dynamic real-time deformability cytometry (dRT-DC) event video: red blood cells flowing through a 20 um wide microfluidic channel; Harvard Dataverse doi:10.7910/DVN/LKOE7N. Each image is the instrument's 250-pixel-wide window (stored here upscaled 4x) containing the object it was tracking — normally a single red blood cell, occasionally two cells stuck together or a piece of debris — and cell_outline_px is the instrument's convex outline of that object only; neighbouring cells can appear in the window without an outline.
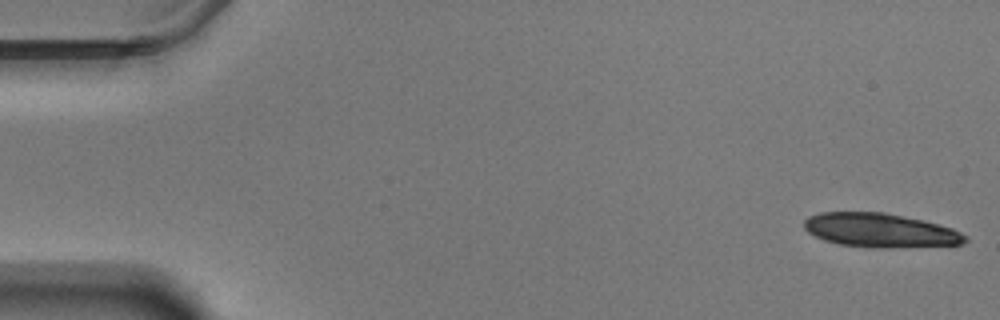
{"species": "Egyptian fruit bat (a non-hibernating species)", "species_latin": "Rousettus aegyptiacus", "temperature_condition": "warm", "stored_images_in_passage": 17, "camera_frame_rate_fps": 3000, "um_per_image_px": 0.085, "animal": {"sex": "male"}, "frame": {"image": 1, "passage_image": 1, "time_ms": 0.0, "image_size_px": [1000, 320], "cell_outline_px": [[968, 240], [964, 244], [884, 248], [876, 248], [840, 244], [824, 240], [808, 232], [804, 228], [804, 220], [808, 216], [820, 212], [884, 212], [924, 220], [952, 228], [968, 236]], "centroid_in_image_um": [74.83, 19.57], "position_along_channel_um": 10.2, "area_um2": 31.96}}